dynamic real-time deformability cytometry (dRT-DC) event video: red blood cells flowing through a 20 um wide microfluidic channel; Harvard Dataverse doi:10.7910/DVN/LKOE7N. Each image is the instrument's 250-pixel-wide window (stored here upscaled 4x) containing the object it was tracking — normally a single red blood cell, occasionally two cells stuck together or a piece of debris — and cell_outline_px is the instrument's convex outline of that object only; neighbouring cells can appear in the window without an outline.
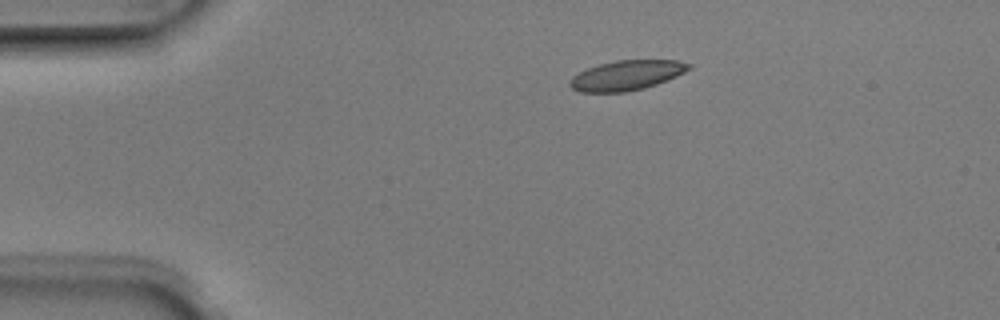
{"species": "Egyptian fruit bat (a non-hibernating species)", "species_latin": "Rousettus aegyptiacus", "temperature_condition": "room temperature", "stored_images_in_passage": 2, "camera_frame_rate_fps": 3000, "um_per_image_px": 0.085, "animal": {"sex": "male"}, "frame": {"image": 1, "passage_image": 1, "time_ms": 0.0, "image_size_px": [1000, 320], "cell_outline_px": [[692, 68], [676, 76], [656, 84], [644, 88], [628, 92], [580, 92], [572, 88], [568, 84], [568, 80], [572, 76], [588, 68], [600, 64], [616, 60], [680, 60], [692, 64]], "centroid_in_image_um": [53.26, 6.4], "position_along_channel_um": 31.7, "area_um2": 20.75}}